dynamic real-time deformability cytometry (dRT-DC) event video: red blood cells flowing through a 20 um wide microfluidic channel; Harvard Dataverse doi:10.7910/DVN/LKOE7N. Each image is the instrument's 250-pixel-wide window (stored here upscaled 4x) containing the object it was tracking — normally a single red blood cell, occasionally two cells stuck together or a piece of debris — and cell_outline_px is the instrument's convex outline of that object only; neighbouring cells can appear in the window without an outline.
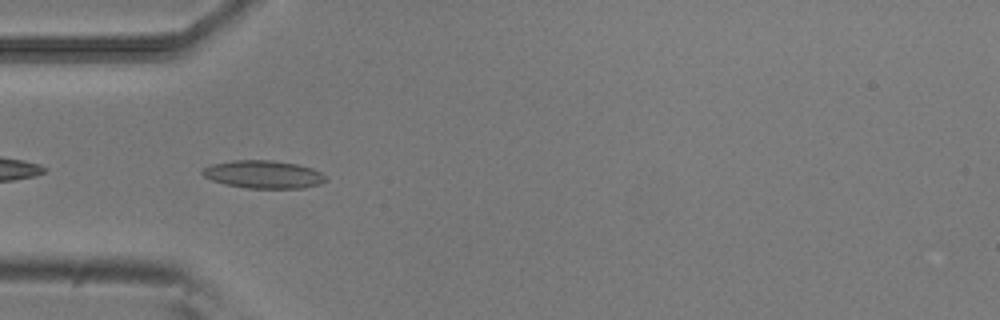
{"species": "common noctule bat (a hibernating species)", "species_latin": "Nyctalus noctula", "temperature_condition": "room temperature", "stored_images_in_passage": 39, "camera_frame_rate_fps": 3000, "um_per_image_px": 0.085, "animal": {"sex": "male", "body_mass_g": 20.5, "forearm_length_mm": 52.5}, "frame": {"image": 1, "passage_image": 2, "time_ms": 0.333, "image_size_px": [1000, 320], "cell_outline_px": [[328, 180], [320, 184], [304, 188], [244, 188], [224, 184], [212, 180], [204, 176], [200, 172], [204, 168], [212, 164], [236, 160], [272, 160], [296, 164], [312, 168], [328, 176]], "centroid_in_image_um": [22.42, 14.83], "position_along_channel_um": 62.6, "area_um2": 20.11}}
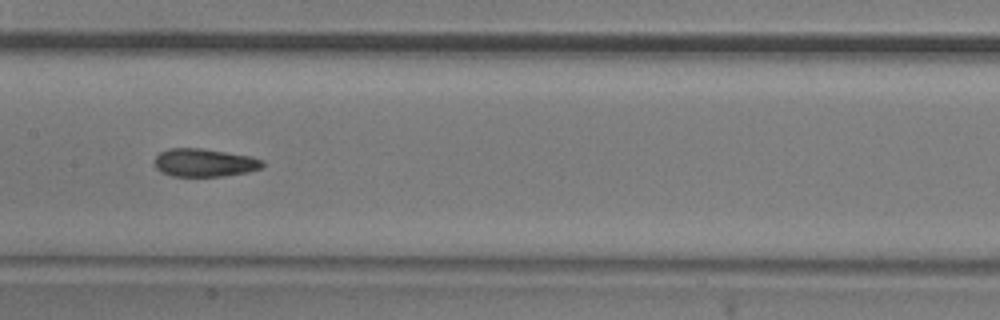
{"frame": {"image": 2, "passage_image": 12, "time_ms": 3.667, "image_size_px": [1000, 320], "cell_outline_px": [[264, 164], [260, 168], [248, 172], [224, 176], [172, 176], [160, 172], [156, 168], [156, 156], [160, 152], [168, 148], [200, 148], [252, 156], [264, 160]], "centroid_in_image_um": [17.39, 13.82], "position_along_channel_um": 190.0, "area_um2": 17.69}}
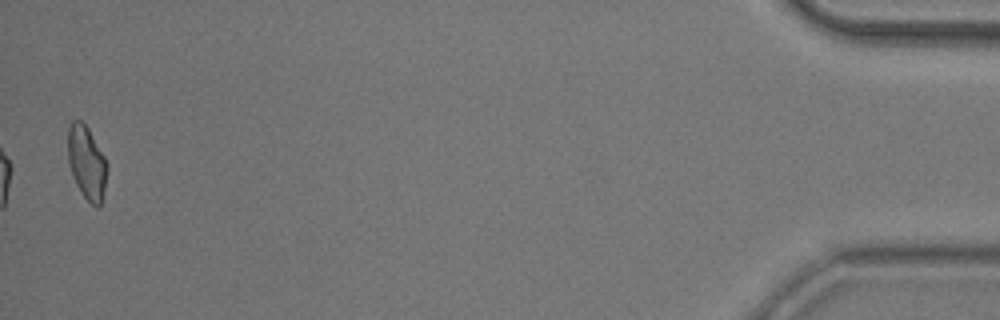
{"frame": {"image": 3, "passage_image": 38, "time_ms": 12.333, "image_size_px": [1000, 320], "cell_outline_px": [[108, 168], [104, 188], [100, 204], [96, 208], [80, 192], [72, 176], [68, 160], [68, 128], [72, 120], [80, 120], [88, 128], [104, 156], [108, 164]], "centroid_in_image_um": [7.36, 13.81], "position_along_channel_um": 427.8, "area_um2": 16.65}, "authors_computed_cell_mechanics": {"area_um2": 17.5712, "velocity_mm_per_s": 3.8208, "shape_relaxation_time_tau1_ms": 6.8298, "shape_relaxation_time_tau2_ms": 2.3442, "deformation_change_tau1": 0.184, "deformation_change_tau2": 0.084}}